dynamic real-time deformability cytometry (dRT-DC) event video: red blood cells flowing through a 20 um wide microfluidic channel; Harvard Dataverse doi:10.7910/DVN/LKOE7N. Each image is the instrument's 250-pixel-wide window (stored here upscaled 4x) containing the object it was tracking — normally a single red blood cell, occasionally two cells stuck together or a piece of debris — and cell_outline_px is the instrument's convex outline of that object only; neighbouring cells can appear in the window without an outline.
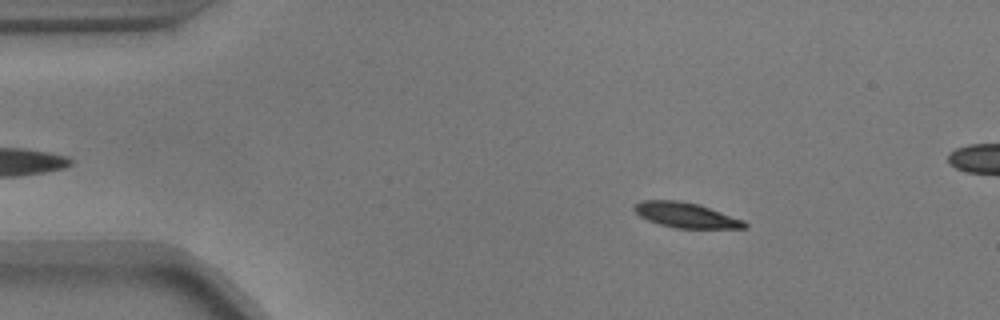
{"species": "common noctule bat (a hibernating species)", "species_latin": "Nyctalus noctula", "temperature_condition": "warm", "stored_images_in_passage": 44, "camera_frame_rate_fps": 3000, "um_per_image_px": 0.085, "animal": {"sex": "male", "body_mass_g": 17.9}, "frame": {"image": 1, "passage_image": 6, "time_ms": 1.667, "image_size_px": [1000, 320], "cell_outline_px": [[748, 228], [676, 228], [660, 224], [648, 220], [640, 216], [632, 208], [640, 200], [680, 200], [696, 204], [744, 220], [748, 224]], "centroid_in_image_um": [58.29, 18.29], "position_along_channel_um": 26.7, "area_um2": 15.95}}
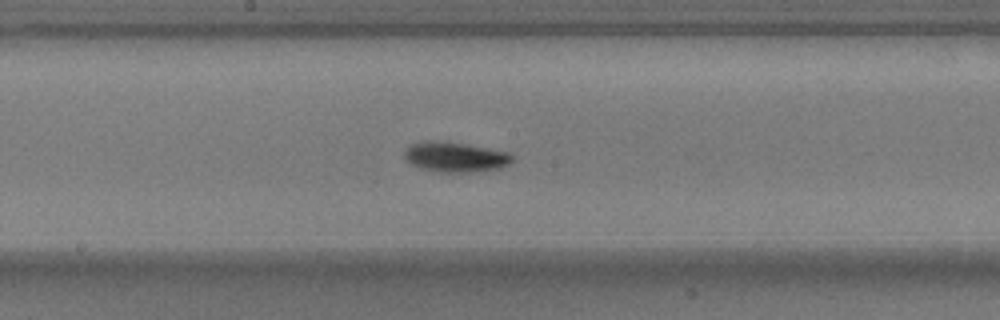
{"frame": {"image": 2, "passage_image": 26, "time_ms": 8.333, "image_size_px": [1000, 320], "cell_outline_px": [[516, 156], [508, 164], [500, 168], [468, 172], [440, 172], [420, 168], [408, 164], [404, 160], [404, 152], [412, 144], [424, 140], [436, 140], [468, 144], [508, 152]], "centroid_in_image_um": [38.67, 13.33], "position_along_channel_um": 209.5, "area_um2": 19.07}}
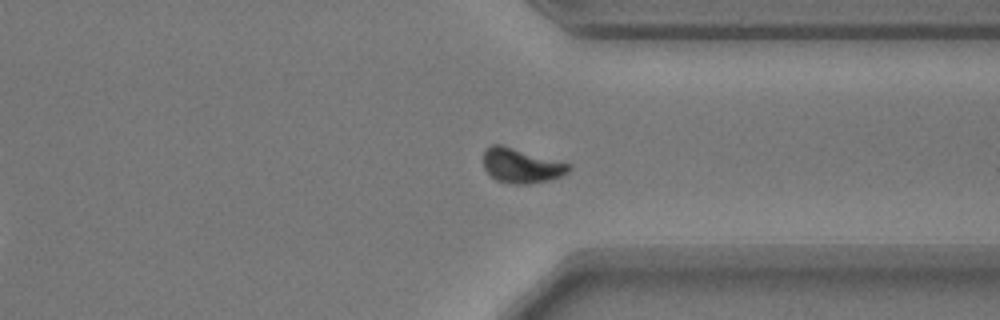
{"frame": {"image": 3, "passage_image": 39, "time_ms": 12.667, "image_size_px": [1000, 320], "cell_outline_px": [[572, 168], [568, 172], [552, 180], [528, 184], [512, 184], [496, 180], [484, 168], [484, 148], [492, 144], [500, 144], [572, 164]], "centroid_in_image_um": [44.33, 14.08], "position_along_channel_um": 367.1, "area_um2": 17.34}, "authors_computed_cell_mechanics": {"area_um2": 16.9643, "velocity_mm_per_s": 3.66, "shape_relaxation_time_tau1_ms": 2.0302, "shape_relaxation_time_tau2_ms": null, "deformation_change_tau1": 0.1078, "deformation_change_tau2": null}}